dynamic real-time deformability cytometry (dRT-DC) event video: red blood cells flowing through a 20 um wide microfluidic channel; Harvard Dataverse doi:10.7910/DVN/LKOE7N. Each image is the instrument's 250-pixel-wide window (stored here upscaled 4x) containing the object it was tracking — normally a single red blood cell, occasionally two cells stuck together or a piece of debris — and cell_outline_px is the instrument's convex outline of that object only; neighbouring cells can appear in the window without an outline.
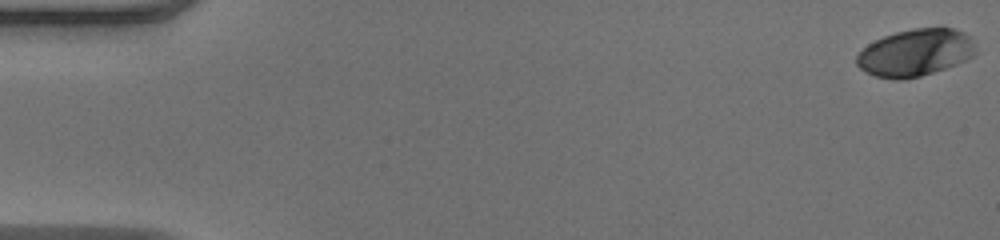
{"species": "human", "species_latin": "Homo sapiens", "temperature_condition": "warm", "stored_images_in_passage": 51, "camera_frame_rate_fps": 3000, "um_per_image_px": 0.085, "donor": {"sex": "male"}, "frame": {"image": 1, "passage_image": 1, "time_ms": 0.0, "image_size_px": [1000, 240], "cell_outline_px": [[976, 52], [972, 56], [956, 64], [920, 76], [904, 80], [892, 80], [876, 76], [864, 72], [856, 64], [856, 56], [868, 44], [884, 36], [896, 32], [912, 28], [940, 24], [964, 32], [972, 36]], "centroid_in_image_um": [77.82, 4.44], "position_along_channel_um": 7.2, "area_um2": 33.29}}
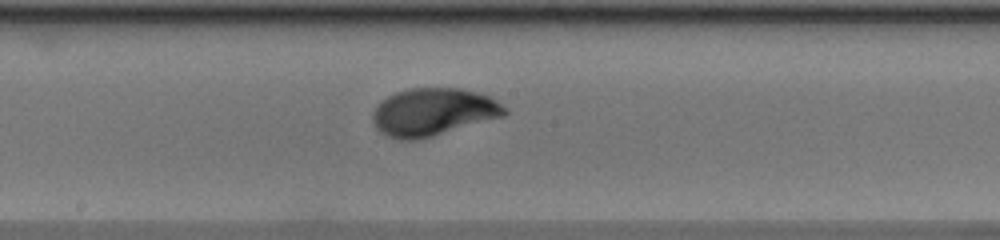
{"frame": {"image": 2, "passage_image": 28, "time_ms": 9.0, "image_size_px": [1000, 240], "cell_outline_px": [[508, 112], [504, 116], [420, 140], [400, 140], [384, 136], [376, 128], [372, 120], [372, 116], [380, 100], [396, 92], [408, 88], [460, 88], [476, 92], [488, 96], [496, 100], [508, 108]], "centroid_in_image_um": [36.81, 9.53], "position_along_channel_um": 211.4, "area_um2": 36.93}}
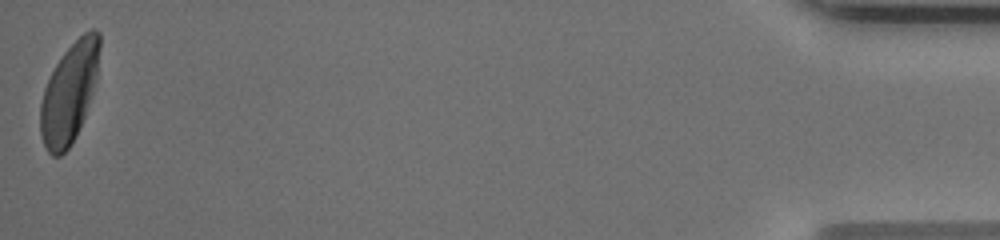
{"frame": {"image": 3, "passage_image": 51, "time_ms": 16.667, "image_size_px": [1000, 240], "cell_outline_px": [[100, 48], [96, 80], [84, 116], [68, 148], [60, 156], [52, 156], [48, 152], [44, 144], [40, 132], [40, 104], [44, 88], [60, 56], [84, 32], [92, 28], [100, 32]], "centroid_in_image_um": [5.88, 7.86], "position_along_channel_um": 429.3, "area_um2": 33.93}, "authors_computed_cell_mechanics": {"area_um2": 34.5066, "velocity_mm_per_s": 4.0754, "shape_relaxation_time_tau1_ms": 2.8964, "shape_relaxation_time_tau2_ms": null, "deformation_change_tau1": 0.1745, "deformation_change_tau2": null}}